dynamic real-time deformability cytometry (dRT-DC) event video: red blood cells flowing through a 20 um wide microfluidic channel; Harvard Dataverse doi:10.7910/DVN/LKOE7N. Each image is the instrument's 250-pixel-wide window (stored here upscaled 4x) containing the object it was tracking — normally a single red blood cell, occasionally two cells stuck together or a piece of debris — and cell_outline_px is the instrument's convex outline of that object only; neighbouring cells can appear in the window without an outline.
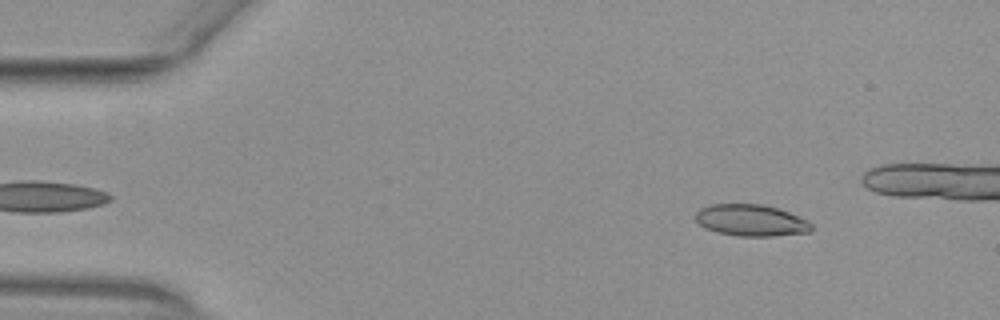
{"species": "common noctule bat (a hibernating species)", "species_latin": "Nyctalus noctula", "temperature_condition": "warm", "stored_images_in_passage": 45, "camera_frame_rate_fps": 3000, "um_per_image_px": 0.085, "animal": {"sex": "female", "body_mass_g": 29.2, "forearm_length_mm": 56.3}, "frame": {"image": 1, "passage_image": 6, "time_ms": 1.667, "image_size_px": [1000, 320], "cell_outline_px": [[812, 232], [776, 236], [736, 236], [716, 232], [704, 228], [696, 220], [696, 212], [700, 208], [712, 204], [764, 204], [788, 212], [808, 220], [812, 224]], "centroid_in_image_um": [63.85, 18.74], "position_along_channel_um": 21.2, "area_um2": 21.5}}
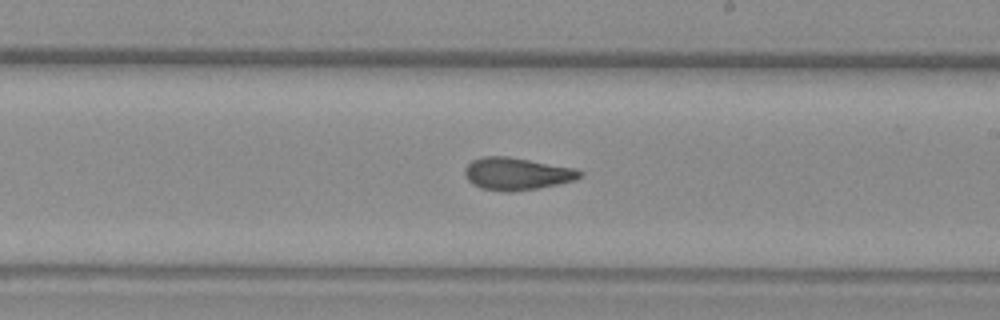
{"frame": {"image": 2, "passage_image": 30, "time_ms": 9.667, "image_size_px": [1000, 320], "cell_outline_px": [[584, 176], [576, 180], [536, 188], [512, 192], [504, 192], [480, 188], [472, 184], [468, 180], [464, 172], [464, 168], [472, 160], [484, 156], [508, 156], [576, 168], [584, 172]], "centroid_in_image_um": [43.94, 14.77], "position_along_channel_um": 245.1, "area_um2": 21.91}}
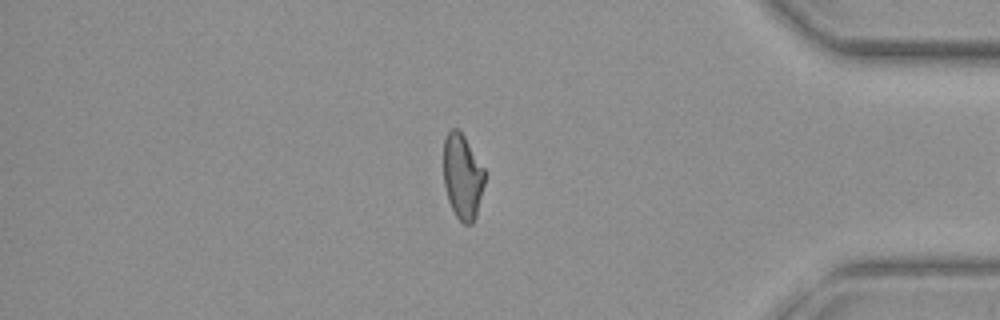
{"frame": {"image": 3, "passage_image": 44, "time_ms": 14.333, "image_size_px": [1000, 320], "cell_outline_px": [[484, 184], [476, 216], [472, 224], [464, 224], [456, 216], [448, 200], [444, 184], [444, 140], [448, 132], [452, 128], [456, 128], [464, 136], [484, 168]], "centroid_in_image_um": [39.31, 15.02], "position_along_channel_um": 395.9, "area_um2": 20.17}}